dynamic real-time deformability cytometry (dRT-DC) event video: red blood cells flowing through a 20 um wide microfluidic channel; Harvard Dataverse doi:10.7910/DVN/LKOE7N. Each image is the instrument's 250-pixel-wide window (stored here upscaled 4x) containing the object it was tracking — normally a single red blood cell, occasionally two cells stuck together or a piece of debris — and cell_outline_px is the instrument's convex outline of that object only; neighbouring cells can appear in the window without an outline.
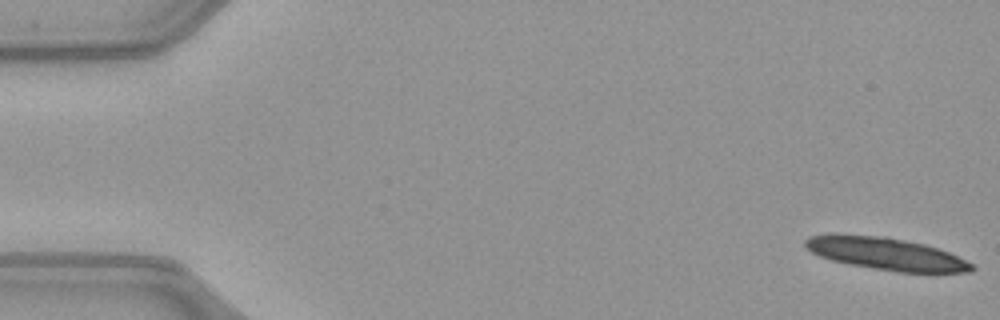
{"species": "common noctule bat (a hibernating species)", "species_latin": "Nyctalus noctula", "temperature_condition": "warm", "stored_images_in_passage": 15, "camera_frame_rate_fps": 3000, "um_per_image_px": 0.085, "animal": {"sex": "female", "body_mass_g": 21.9}, "frame": {"image": 1, "passage_image": 1, "time_ms": 0.0, "image_size_px": [1000, 320], "cell_outline_px": [[976, 268], [972, 272], [896, 272], [852, 264], [832, 260], [820, 256], [804, 248], [804, 240], [808, 236], [832, 232], [836, 232], [884, 236], [924, 244], [948, 252], [972, 264]], "centroid_in_image_um": [75.21, 21.53], "position_along_channel_um": 9.8, "area_um2": 31.62}}